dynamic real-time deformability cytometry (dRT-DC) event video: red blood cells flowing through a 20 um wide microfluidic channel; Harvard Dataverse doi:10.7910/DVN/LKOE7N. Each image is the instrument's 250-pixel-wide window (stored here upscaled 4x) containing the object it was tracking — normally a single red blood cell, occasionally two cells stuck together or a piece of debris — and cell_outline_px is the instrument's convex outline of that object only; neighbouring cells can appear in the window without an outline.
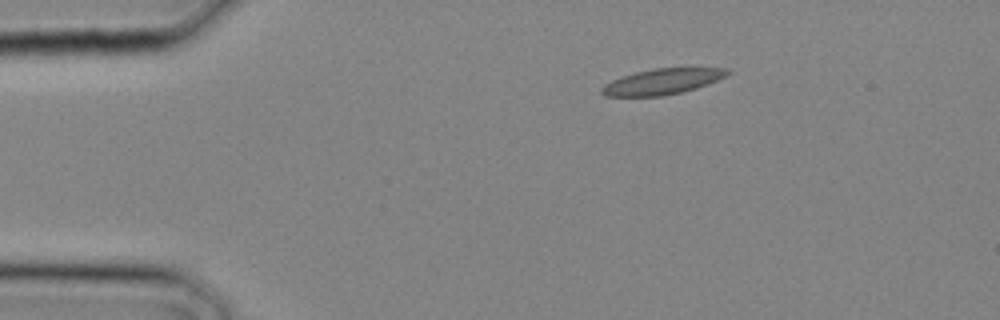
{"species": "common noctule bat (a hibernating species)", "species_latin": "Nyctalus noctula", "temperature_condition": "cold", "stored_images_in_passage": 23, "camera_frame_rate_fps": 3000, "um_per_image_px": 0.085, "animal": {"sex": "male", "body_mass_g": 20.4}, "frame": {"image": 1, "passage_image": 1, "time_ms": 0.0, "image_size_px": [1000, 320], "cell_outline_px": [[732, 72], [728, 76], [696, 88], [680, 92], [660, 96], [604, 96], [600, 92], [600, 88], [604, 84], [612, 80], [636, 72], [652, 68], [728, 68]], "centroid_in_image_um": [56.3, 6.93], "position_along_channel_um": 28.7, "area_um2": 18.79}}
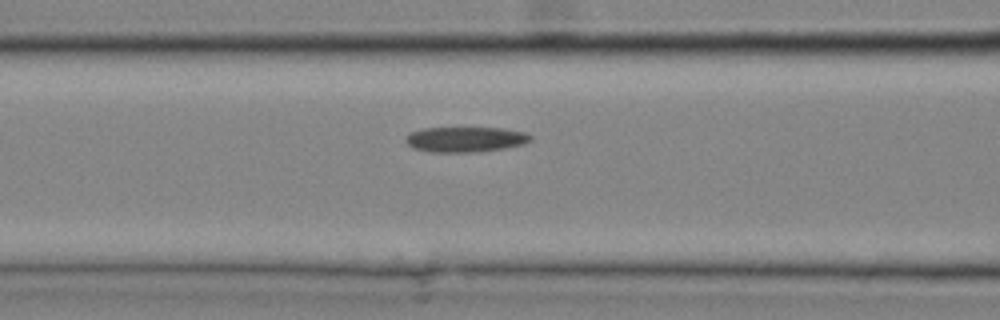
{"frame": {"image": 2, "passage_image": 8, "time_ms": 2.333, "image_size_px": [1000, 320], "cell_outline_px": [[532, 140], [524, 144], [504, 148], [480, 152], [428, 152], [412, 148], [404, 140], [404, 136], [412, 132], [424, 128], [504, 128], [524, 132], [532, 136]], "centroid_in_image_um": [39.55, 11.85], "position_along_channel_um": 127.1, "area_um2": 18.55}}
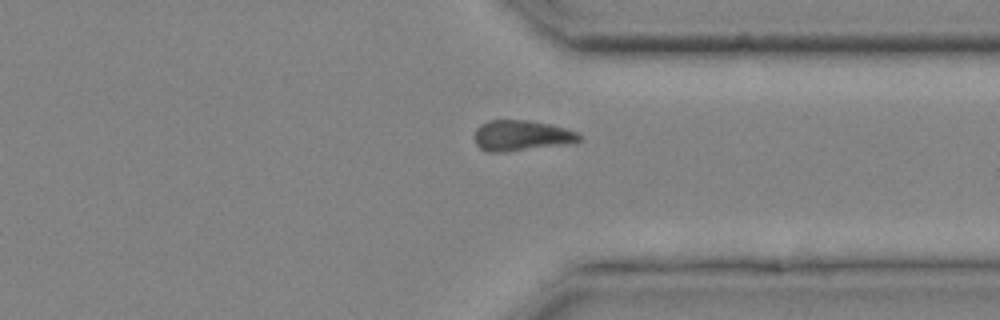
{"frame": {"image": 3, "passage_image": 19, "time_ms": 6.0, "image_size_px": [1000, 320], "cell_outline_px": [[584, 140], [572, 144], [504, 152], [488, 152], [480, 148], [476, 144], [476, 128], [480, 124], [488, 120], [528, 120], [548, 124], [564, 128], [576, 132], [584, 136]], "centroid_in_image_um": [44.38, 11.53], "position_along_channel_um": 367.0, "area_um2": 18.9}}